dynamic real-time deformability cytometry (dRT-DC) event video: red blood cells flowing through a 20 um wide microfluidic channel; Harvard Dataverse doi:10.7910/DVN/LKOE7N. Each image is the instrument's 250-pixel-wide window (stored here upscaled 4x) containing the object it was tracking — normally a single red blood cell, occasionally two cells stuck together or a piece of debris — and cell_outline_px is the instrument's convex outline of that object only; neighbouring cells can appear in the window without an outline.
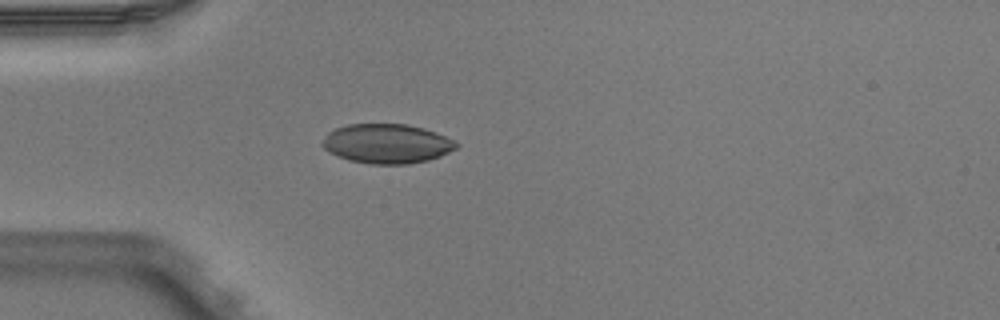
{"species": "Egyptian fruit bat (a non-hibernating species)", "species_latin": "Rousettus aegyptiacus", "temperature_condition": "warm", "stored_images_in_passage": 3, "camera_frame_rate_fps": 3000, "um_per_image_px": 0.085, "animal": {"sex": "male"}, "frame": {"image": 1, "passage_image": 3, "time_ms": 0.667, "image_size_px": [1000, 320], "cell_outline_px": [[460, 144], [456, 148], [440, 156], [428, 160], [408, 164], [372, 164], [348, 160], [336, 156], [324, 148], [320, 144], [328, 132], [336, 128], [348, 124], [408, 124], [424, 128], [436, 132]], "centroid_in_image_um": [32.86, 12.21], "position_along_channel_um": 52.1, "area_um2": 30.81}}